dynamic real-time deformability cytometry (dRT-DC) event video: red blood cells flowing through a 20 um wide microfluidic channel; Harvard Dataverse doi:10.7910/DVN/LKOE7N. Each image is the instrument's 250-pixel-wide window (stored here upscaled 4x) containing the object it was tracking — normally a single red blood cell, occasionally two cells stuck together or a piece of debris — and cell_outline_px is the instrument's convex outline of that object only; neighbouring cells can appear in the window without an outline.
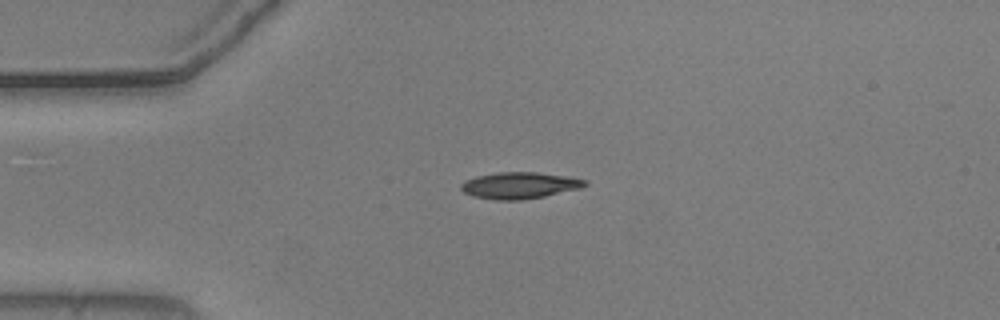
{"species": "common noctule bat (a hibernating species)", "species_latin": "Nyctalus noctula", "temperature_condition": "warm", "stored_images_in_passage": 43, "camera_frame_rate_fps": 3000, "um_per_image_px": 0.085, "animal": {"sex": "male", "body_mass_g": 20.5, "forearm_length_mm": 52.5}, "frame": {"image": 1, "passage_image": 1, "time_ms": 0.0, "image_size_px": [1000, 320], "cell_outline_px": [[588, 184], [580, 188], [544, 196], [520, 200], [496, 200], [472, 196], [464, 192], [460, 188], [460, 184], [464, 180], [476, 176], [496, 172], [536, 172], [568, 176], [588, 180]], "centroid_in_image_um": [44.14, 15.75], "position_along_channel_um": 40.9, "area_um2": 19.25}}
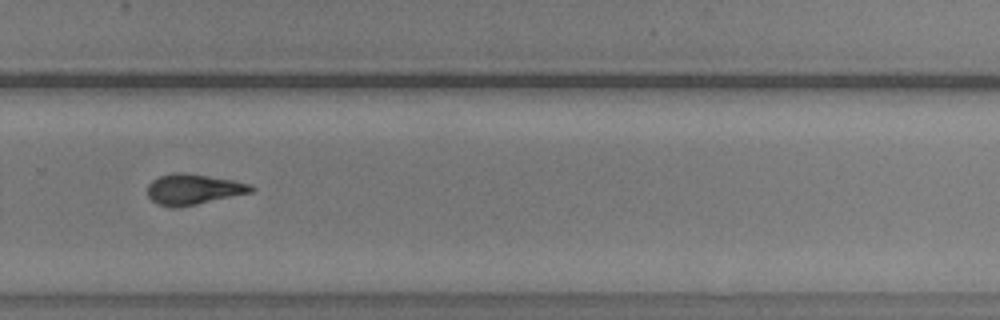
{"frame": {"image": 2, "passage_image": 25, "time_ms": 8.0, "image_size_px": [1000, 320], "cell_outline_px": [[256, 188], [252, 192], [196, 204], [172, 208], [156, 204], [148, 196], [148, 184], [152, 180], [160, 176], [176, 172], [180, 172], [232, 180], [252, 184]], "centroid_in_image_um": [16.42, 16.09], "position_along_channel_um": 313.4, "area_um2": 18.26}}
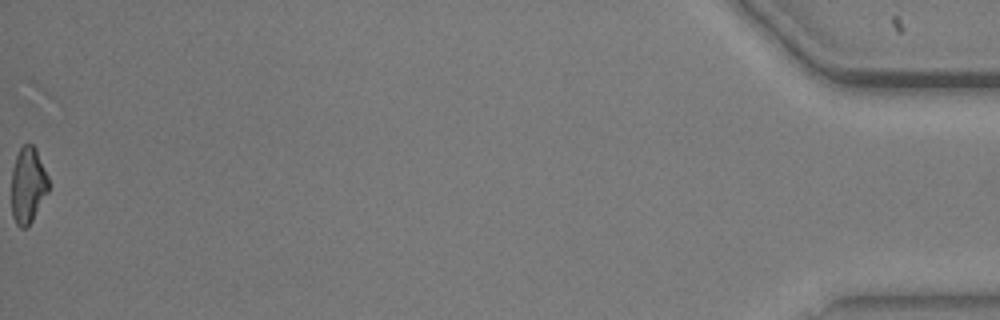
{"frame": {"image": 3, "passage_image": 43, "time_ms": 14.0, "image_size_px": [1000, 320], "cell_outline_px": [[48, 192], [28, 228], [20, 228], [16, 224], [12, 216], [12, 168], [16, 156], [20, 148], [24, 144], [32, 144], [36, 148], [48, 176]], "centroid_in_image_um": [2.37, 15.76], "position_along_channel_um": 432.8, "area_um2": 16.53}, "authors_computed_cell_mechanics": {"area_um2": 18.2648, "velocity_mm_per_s": 3.7021, "shape_relaxation_time_tau1_ms": 9.6637, "shape_relaxation_time_tau2_ms": 2.799, "deformation_change_tau1": 0.2485, "deformation_change_tau2": 0.1132}}